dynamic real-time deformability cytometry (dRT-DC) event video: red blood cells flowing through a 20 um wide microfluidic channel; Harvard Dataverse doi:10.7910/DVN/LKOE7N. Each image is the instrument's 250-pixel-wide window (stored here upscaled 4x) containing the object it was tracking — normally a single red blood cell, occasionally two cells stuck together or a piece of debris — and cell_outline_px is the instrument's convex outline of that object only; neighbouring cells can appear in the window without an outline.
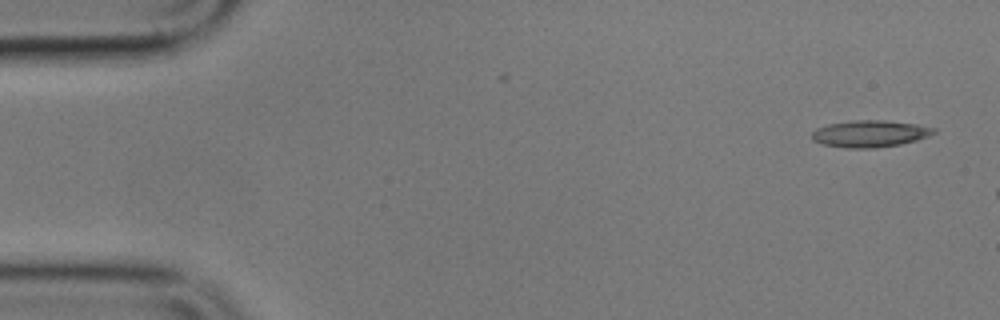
{"species": "common noctule bat (a hibernating species)", "species_latin": "Nyctalus noctula", "temperature_condition": "cold", "stored_images_in_passage": 2, "camera_frame_rate_fps": 3000, "um_per_image_px": 0.085, "animal": {"sex": "male", "body_mass_g": 17.9}, "frame": {"image": 1, "passage_image": 2, "time_ms": 1.667, "image_size_px": [1000, 320], "cell_outline_px": [[936, 132], [928, 136], [916, 140], [900, 144], [872, 148], [848, 148], [824, 144], [812, 140], [812, 132], [816, 128], [828, 124], [852, 120], [884, 120], [916, 124], [936, 128]], "centroid_in_image_um": [73.94, 11.35], "position_along_channel_um": 11.1, "area_um2": 18.96}}